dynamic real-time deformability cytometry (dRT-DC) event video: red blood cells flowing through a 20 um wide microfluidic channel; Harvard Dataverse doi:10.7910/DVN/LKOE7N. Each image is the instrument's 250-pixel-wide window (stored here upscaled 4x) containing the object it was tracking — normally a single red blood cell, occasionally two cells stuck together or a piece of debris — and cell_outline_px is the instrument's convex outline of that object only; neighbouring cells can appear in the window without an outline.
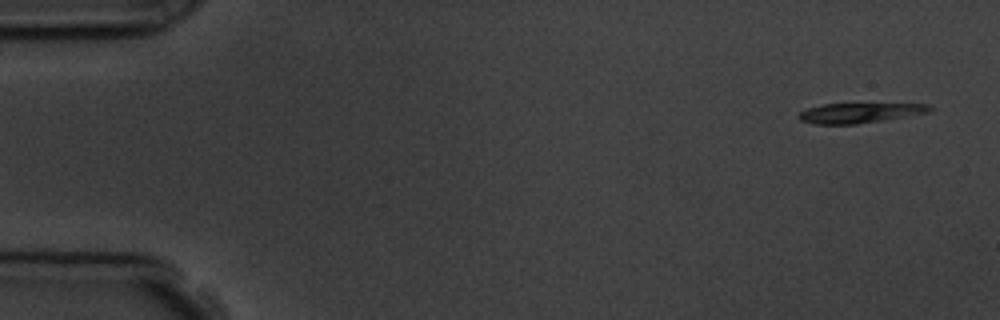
{"species": "common noctule bat (a hibernating species)", "species_latin": "Nyctalus noctula", "temperature_condition": "room temperature", "stored_images_in_passage": 6, "camera_frame_rate_fps": 3000, "um_per_image_px": 0.085, "animal": {"sex": "male", "body_mass_g": 19.5, "forearm_length_mm": 54.6}, "frame": {"image": 1, "passage_image": 1, "time_ms": 0.0, "image_size_px": [1000, 320], "cell_outline_px": [[932, 108], [928, 112], [884, 120], [856, 124], [816, 124], [800, 120], [800, 112], [808, 108], [820, 104], [928, 104]], "centroid_in_image_um": [73.04, 9.59], "position_along_channel_um": 12.0, "area_um2": 14.91}}
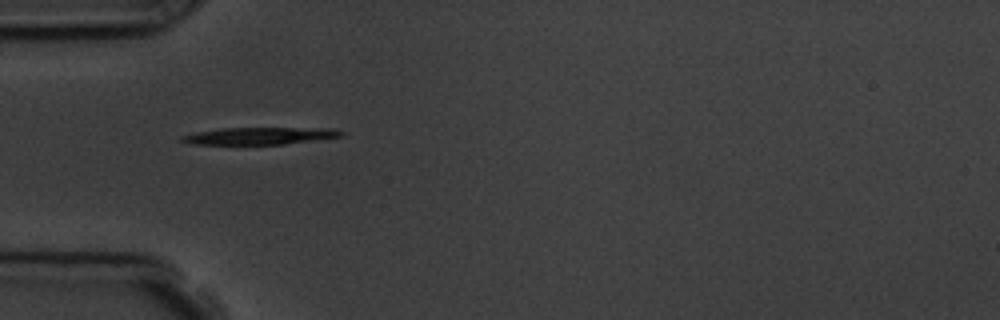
{"frame": {"image": 2, "passage_image": 5, "time_ms": 4.667, "image_size_px": [1000, 320], "cell_outline_px": [[344, 136], [284, 144], [196, 144], [180, 140], [180, 136], [196, 132], [220, 128], [332, 128], [344, 132]], "centroid_in_image_um": [22.1, 11.54], "position_along_channel_um": 62.9, "area_um2": 15.78}}